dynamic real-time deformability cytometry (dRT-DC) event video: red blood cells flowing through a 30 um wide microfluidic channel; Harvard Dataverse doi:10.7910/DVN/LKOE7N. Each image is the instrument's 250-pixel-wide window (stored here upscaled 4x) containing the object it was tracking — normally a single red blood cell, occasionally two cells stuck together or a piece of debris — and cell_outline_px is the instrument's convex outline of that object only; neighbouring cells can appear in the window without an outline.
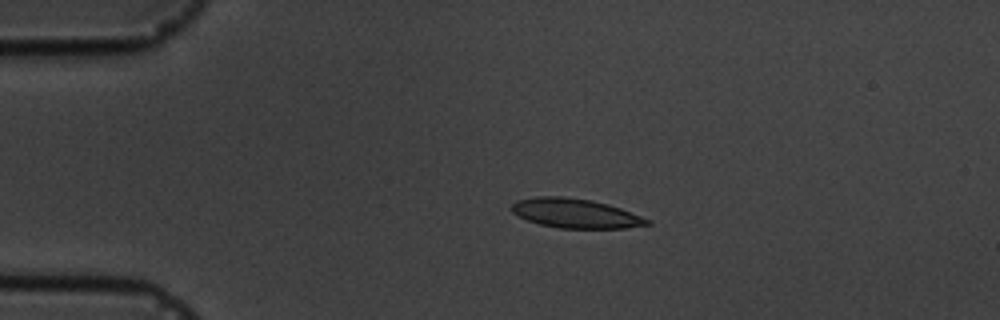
{"species": "common noctule bat (a hibernating species)", "species_latin": "Nyctalus noctula", "temperature_condition": "cold", "stored_images_in_passage": 16, "camera_frame_rate_fps": 3000, "um_per_image_px": 0.085, "animal": {"sex": "male", "body_mass_g": 19.5, "forearm_length_mm": 54.6}, "frame": {"image": 1, "passage_image": 3, "time_ms": 3.333, "image_size_px": [1000, 320], "cell_outline_px": [[652, 224], [624, 228], [560, 228], [540, 224], [528, 220], [512, 212], [512, 204], [516, 200], [536, 196], [564, 196], [592, 200], [608, 204], [620, 208], [652, 220]], "centroid_in_image_um": [48.93, 18.12], "position_along_channel_um": 36.1, "area_um2": 23.18}}
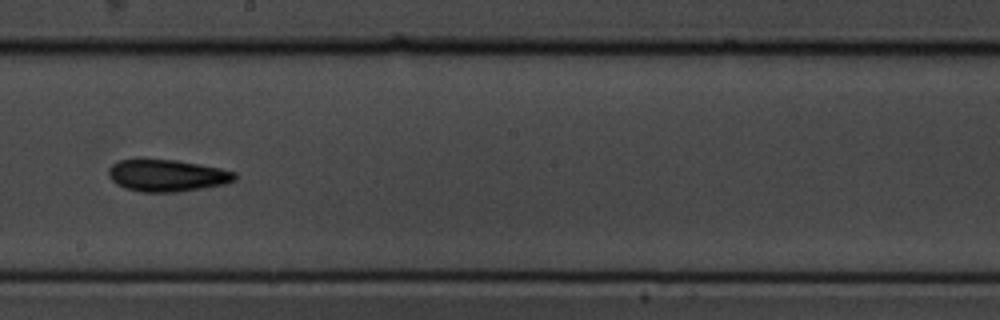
{"frame": {"image": 2, "passage_image": 9, "time_ms": 10.0, "image_size_px": [1000, 320], "cell_outline_px": [[236, 180], [224, 184], [176, 192], [140, 192], [124, 188], [116, 184], [108, 176], [108, 168], [112, 164], [120, 160], [176, 160], [220, 168], [236, 172]], "centroid_in_image_um": [14.18, 14.93], "position_along_channel_um": 234.0, "area_um2": 23.35}}
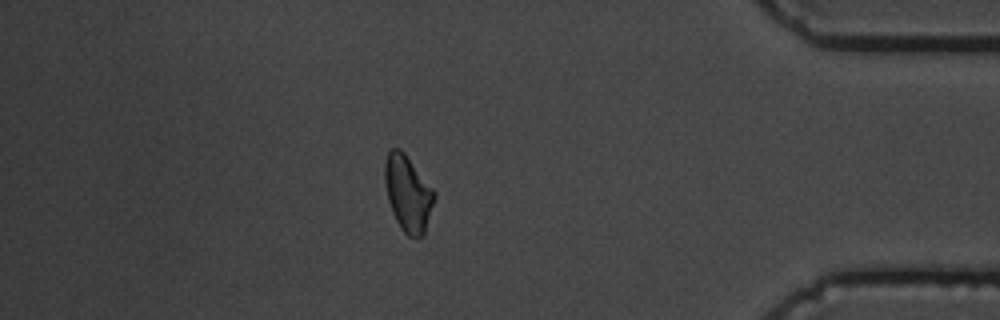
{"frame": {"image": 3, "passage_image": 14, "time_ms": 15.667, "image_size_px": [1000, 320], "cell_outline_px": [[436, 196], [424, 236], [408, 236], [400, 228], [392, 212], [388, 200], [384, 180], [384, 160], [388, 152], [392, 148], [400, 148], [404, 152], [436, 192]], "centroid_in_image_um": [34.67, 16.43], "position_along_channel_um": 400.5, "area_um2": 22.08}, "authors_computed_cell_mechanics": {"area_um2": 22.4264, "velocity_mm_per_s": 3.5618, "shape_relaxation_time_tau1_ms": 2.4014, "shape_relaxation_time_tau2_ms": 3.2219, "deformation_change_tau1": 0.0711, "deformation_change_tau2": 0.079}}